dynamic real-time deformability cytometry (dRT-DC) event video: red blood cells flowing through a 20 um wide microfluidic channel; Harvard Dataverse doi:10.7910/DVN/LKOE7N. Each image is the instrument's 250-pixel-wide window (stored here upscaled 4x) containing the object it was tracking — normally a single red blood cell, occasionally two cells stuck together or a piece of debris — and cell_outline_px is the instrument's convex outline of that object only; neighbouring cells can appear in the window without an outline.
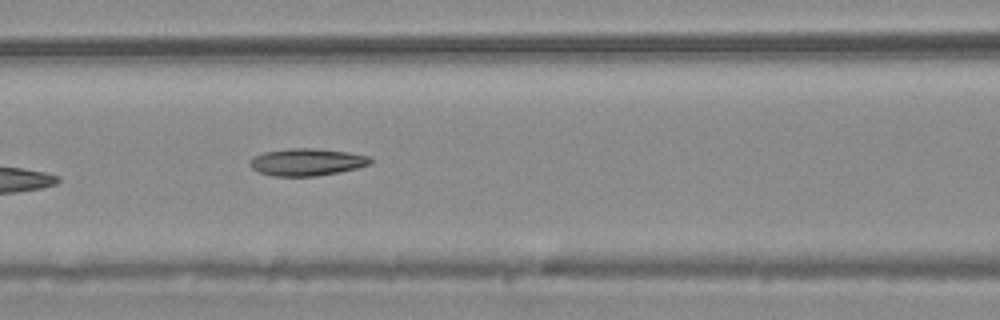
{"species": "common noctule bat (a hibernating species)", "species_latin": "Nyctalus noctula", "temperature_condition": "warm", "stored_images_in_passage": 17, "camera_frame_rate_fps": 3000, "um_per_image_px": 0.085, "animal": {"sex": "male", "body_mass_g": 20.4}, "frame": {"image": 1, "passage_image": 10, "time_ms": 3.0, "image_size_px": [1000, 320], "cell_outline_px": [[372, 164], [340, 172], [316, 176], [272, 176], [260, 172], [252, 168], [248, 164], [248, 160], [252, 156], [264, 152], [292, 148], [316, 148], [348, 152], [368, 156], [372, 160]], "centroid_in_image_um": [26.06, 13.77], "position_along_channel_um": 140.5, "area_um2": 19.25}}